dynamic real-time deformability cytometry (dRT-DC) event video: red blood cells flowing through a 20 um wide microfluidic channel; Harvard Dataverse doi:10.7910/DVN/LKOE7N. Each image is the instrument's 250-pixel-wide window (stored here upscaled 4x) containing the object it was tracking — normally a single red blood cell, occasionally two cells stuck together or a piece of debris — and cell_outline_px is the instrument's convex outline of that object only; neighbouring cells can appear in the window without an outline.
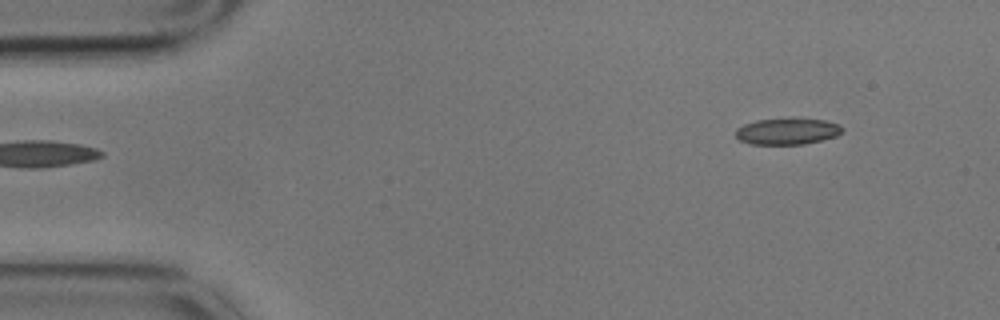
{"species": "common noctule bat (a hibernating species)", "species_latin": "Nyctalus noctula", "temperature_condition": "cold", "stored_images_in_passage": 5, "camera_frame_rate_fps": 3000, "um_per_image_px": 0.085, "animal": {"sex": "male", "body_mass_g": 17.9}, "frame": {"image": 1, "passage_image": 5, "time_ms": 1.333, "image_size_px": [1000, 320], "cell_outline_px": [[844, 128], [836, 136], [804, 144], [752, 144], [740, 140], [736, 136], [736, 128], [744, 124], [756, 120], [792, 116], [824, 120], [840, 124]], "centroid_in_image_um": [66.92, 11.12], "position_along_channel_um": 18.1, "area_um2": 16.82}}